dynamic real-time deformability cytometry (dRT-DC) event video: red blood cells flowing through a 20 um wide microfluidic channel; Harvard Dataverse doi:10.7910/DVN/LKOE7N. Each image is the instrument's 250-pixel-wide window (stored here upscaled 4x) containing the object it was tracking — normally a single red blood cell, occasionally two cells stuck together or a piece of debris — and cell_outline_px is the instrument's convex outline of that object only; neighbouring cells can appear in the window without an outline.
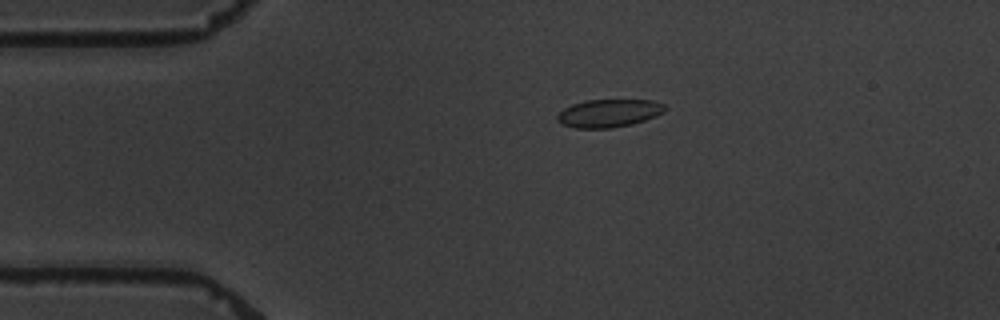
{"species": "common noctule bat (a hibernating species)", "species_latin": "Nyctalus noctula", "temperature_condition": "warm", "stored_images_in_passage": 8, "camera_frame_rate_fps": 3000, "um_per_image_px": 0.085, "animal": {"sex": "male", "body_mass_g": 19.5, "forearm_length_mm": 54.6}, "frame": {"image": 1, "passage_image": 2, "time_ms": 2.333, "image_size_px": [1000, 320], "cell_outline_px": [[668, 108], [664, 112], [656, 116], [632, 124], [612, 128], [576, 128], [560, 124], [556, 120], [556, 116], [564, 108], [572, 104], [584, 100], [652, 100], [664, 104]], "centroid_in_image_um": [51.74, 9.62], "position_along_channel_um": 33.3, "area_um2": 17.69}}
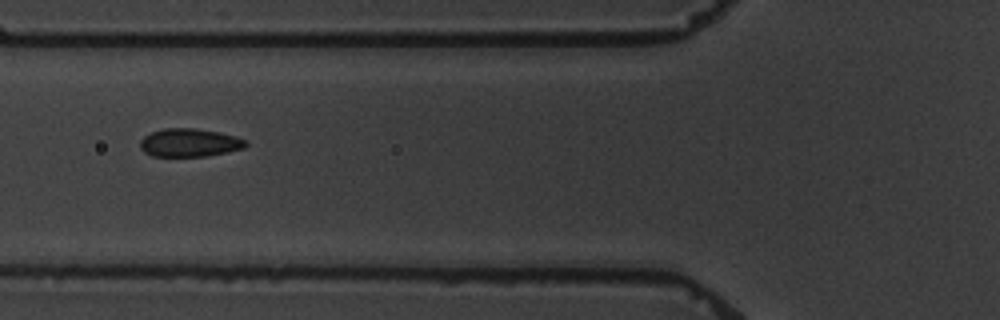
{"frame": {"image": 2, "passage_image": 5, "time_ms": 5.667, "image_size_px": [1000, 320], "cell_outline_px": [[248, 144], [244, 148], [208, 156], [152, 156], [144, 152], [140, 148], [140, 140], [144, 136], [152, 132], [164, 128], [196, 128], [220, 132], [236, 136], [248, 140]], "centroid_in_image_um": [16.13, 12.12], "position_along_channel_um": 109.7, "area_um2": 17.51}}
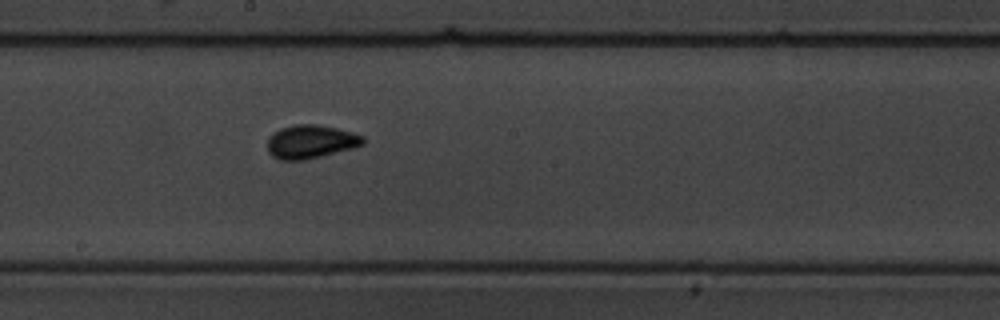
{"frame": {"image": 3, "passage_image": 8, "time_ms": 9.0, "image_size_px": [1000, 320], "cell_outline_px": [[364, 144], [352, 148], [304, 160], [280, 160], [272, 156], [268, 152], [268, 136], [280, 128], [296, 124], [316, 124], [336, 128], [352, 132], [364, 136]], "centroid_in_image_um": [26.39, 12.04], "position_along_channel_um": 221.8, "area_um2": 18.61}}